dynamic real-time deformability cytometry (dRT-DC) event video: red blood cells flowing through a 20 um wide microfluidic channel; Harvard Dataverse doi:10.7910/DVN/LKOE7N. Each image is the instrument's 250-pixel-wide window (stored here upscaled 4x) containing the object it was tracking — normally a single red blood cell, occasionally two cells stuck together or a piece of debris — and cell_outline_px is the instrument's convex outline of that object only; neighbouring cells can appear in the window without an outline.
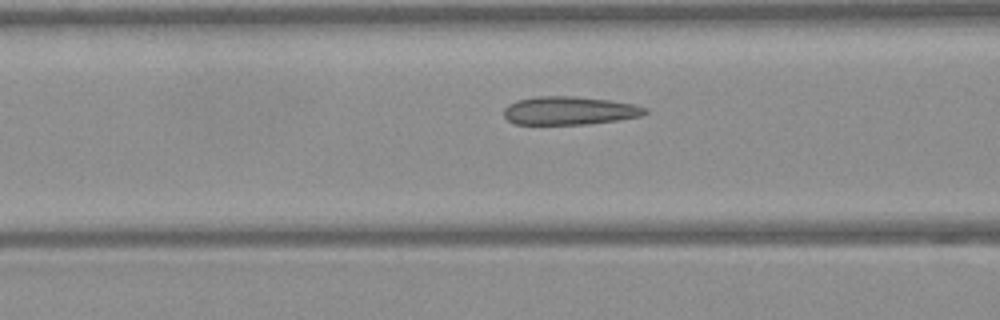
{"species": "Egyptian fruit bat (a non-hibernating species)", "species_latin": "Rousettus aegyptiacus", "temperature_condition": "warm", "stored_images_in_passage": 29, "camera_frame_rate_fps": 3000, "um_per_image_px": 0.085, "frame": {"image": 1, "passage_image": 9, "time_ms": 2.667, "image_size_px": [1000, 320], "cell_outline_px": [[648, 112], [640, 116], [620, 120], [588, 124], [516, 124], [508, 120], [504, 116], [504, 108], [508, 104], [516, 100], [536, 96], [572, 96], [608, 100], [636, 104], [648, 108]], "centroid_in_image_um": [48.41, 9.4], "position_along_channel_um": 118.2, "area_um2": 23.41}}
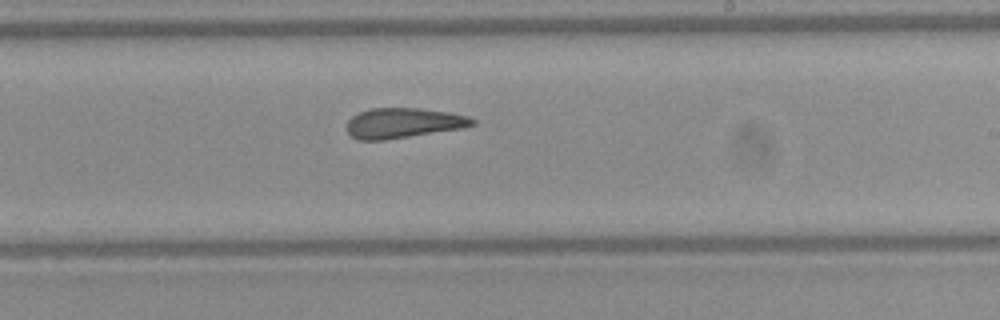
{"frame": {"image": 2, "passage_image": 19, "time_ms": 6.0, "image_size_px": [1000, 320], "cell_outline_px": [[476, 124], [464, 128], [384, 140], [360, 140], [352, 136], [348, 132], [348, 120], [352, 116], [360, 112], [372, 108], [420, 108], [448, 112], [468, 116], [476, 120]], "centroid_in_image_um": [34.32, 10.45], "position_along_channel_um": 254.7, "area_um2": 21.96}}
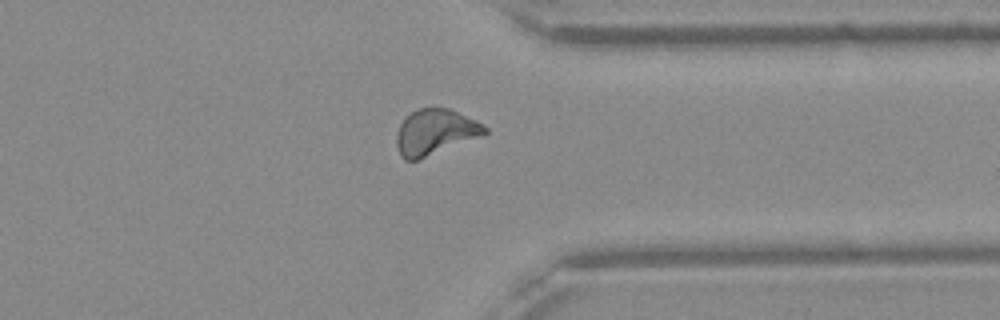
{"frame": {"image": 3, "passage_image": 28, "time_ms": 9.0, "image_size_px": [1000, 320], "cell_outline_px": [[488, 132], [484, 136], [416, 160], [404, 160], [400, 156], [396, 144], [396, 136], [400, 124], [412, 112], [420, 108], [452, 108], [488, 128]], "centroid_in_image_um": [37.0, 11.23], "position_along_channel_um": 374.4, "area_um2": 23.35}}